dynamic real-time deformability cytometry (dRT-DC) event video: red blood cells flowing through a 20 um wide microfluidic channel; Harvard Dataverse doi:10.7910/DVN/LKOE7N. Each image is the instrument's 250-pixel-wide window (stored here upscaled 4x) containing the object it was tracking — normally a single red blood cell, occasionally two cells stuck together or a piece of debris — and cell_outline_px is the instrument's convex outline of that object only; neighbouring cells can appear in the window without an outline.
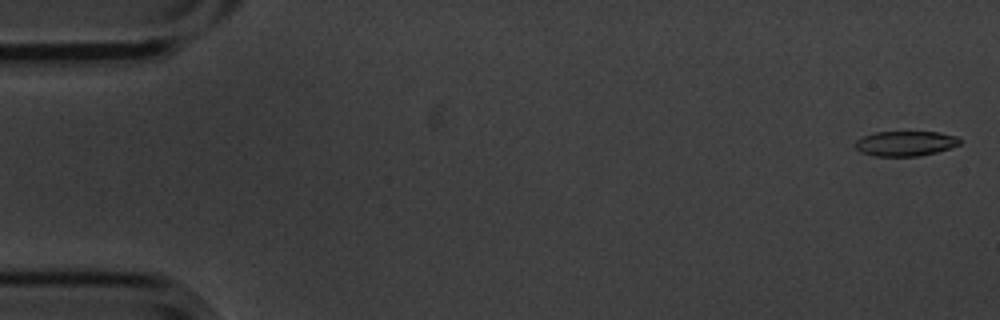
{"species": "common noctule bat (a hibernating species)", "species_latin": "Nyctalus noctula", "temperature_condition": "cold", "stored_images_in_passage": 5, "camera_frame_rate_fps": 3000, "um_per_image_px": 0.085, "animal": {"sex": "male", "body_mass_g": 20.1, "forearm_length_mm": 53.5}, "frame": {"image": 1, "passage_image": 1, "time_ms": 0.0, "image_size_px": [1000, 320], "cell_outline_px": [[960, 144], [936, 152], [920, 156], [872, 156], [860, 152], [856, 148], [856, 140], [864, 136], [876, 132], [940, 132], [956, 136], [960, 140]], "centroid_in_image_um": [76.94, 12.2], "position_along_channel_um": 8.1, "area_um2": 15.14}}
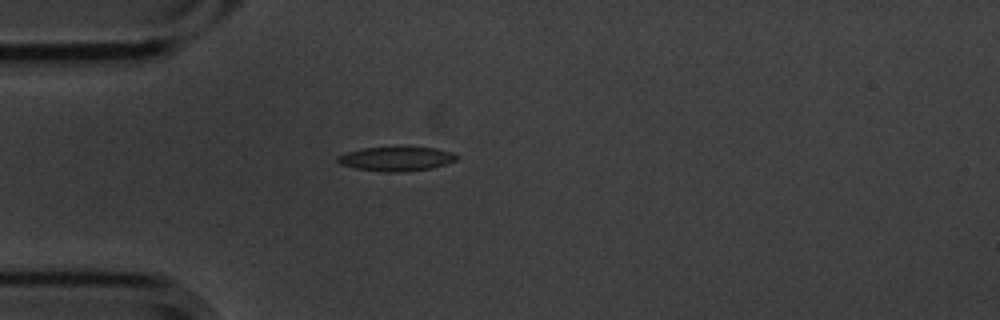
{"frame": {"image": 2, "passage_image": 5, "time_ms": 1.333, "image_size_px": [1000, 320], "cell_outline_px": [[456, 160], [432, 168], [396, 172], [384, 172], [356, 168], [340, 164], [336, 160], [336, 156], [348, 152], [364, 148], [436, 148], [452, 152], [456, 156]], "centroid_in_image_um": [33.65, 13.51], "position_along_channel_um": 51.4, "area_um2": 16.36}}